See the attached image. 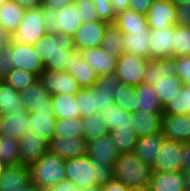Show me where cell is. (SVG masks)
<instances>
[{"label":"cell","mask_w":190,"mask_h":191,"mask_svg":"<svg viewBox=\"0 0 190 191\" xmlns=\"http://www.w3.org/2000/svg\"><path fill=\"white\" fill-rule=\"evenodd\" d=\"M33 46L44 69L56 72H66L76 51L73 37L59 33H47Z\"/></svg>","instance_id":"cell-1"},{"label":"cell","mask_w":190,"mask_h":191,"mask_svg":"<svg viewBox=\"0 0 190 191\" xmlns=\"http://www.w3.org/2000/svg\"><path fill=\"white\" fill-rule=\"evenodd\" d=\"M65 176L81 190L103 186L114 178L111 165L97 163L88 155L65 159Z\"/></svg>","instance_id":"cell-2"},{"label":"cell","mask_w":190,"mask_h":191,"mask_svg":"<svg viewBox=\"0 0 190 191\" xmlns=\"http://www.w3.org/2000/svg\"><path fill=\"white\" fill-rule=\"evenodd\" d=\"M113 177L130 190L150 184L152 167L143 163L135 152L120 154L112 165Z\"/></svg>","instance_id":"cell-3"},{"label":"cell","mask_w":190,"mask_h":191,"mask_svg":"<svg viewBox=\"0 0 190 191\" xmlns=\"http://www.w3.org/2000/svg\"><path fill=\"white\" fill-rule=\"evenodd\" d=\"M30 181L43 191L66 179L65 159L47 151L39 160L28 166Z\"/></svg>","instance_id":"cell-4"},{"label":"cell","mask_w":190,"mask_h":191,"mask_svg":"<svg viewBox=\"0 0 190 191\" xmlns=\"http://www.w3.org/2000/svg\"><path fill=\"white\" fill-rule=\"evenodd\" d=\"M43 19L48 33H59L73 37L82 24L78 8L74 2L56 11L42 4Z\"/></svg>","instance_id":"cell-5"},{"label":"cell","mask_w":190,"mask_h":191,"mask_svg":"<svg viewBox=\"0 0 190 191\" xmlns=\"http://www.w3.org/2000/svg\"><path fill=\"white\" fill-rule=\"evenodd\" d=\"M42 7L26 10L18 29L12 34L13 44H36L47 34Z\"/></svg>","instance_id":"cell-6"},{"label":"cell","mask_w":190,"mask_h":191,"mask_svg":"<svg viewBox=\"0 0 190 191\" xmlns=\"http://www.w3.org/2000/svg\"><path fill=\"white\" fill-rule=\"evenodd\" d=\"M149 58L124 52L117 60L115 74L122 84L137 86L142 83Z\"/></svg>","instance_id":"cell-7"},{"label":"cell","mask_w":190,"mask_h":191,"mask_svg":"<svg viewBox=\"0 0 190 191\" xmlns=\"http://www.w3.org/2000/svg\"><path fill=\"white\" fill-rule=\"evenodd\" d=\"M38 79L41 85L51 94L75 95L81 88L68 72H56L43 69Z\"/></svg>","instance_id":"cell-8"},{"label":"cell","mask_w":190,"mask_h":191,"mask_svg":"<svg viewBox=\"0 0 190 191\" xmlns=\"http://www.w3.org/2000/svg\"><path fill=\"white\" fill-rule=\"evenodd\" d=\"M182 142L164 138L160 152L152 166L153 171H182Z\"/></svg>","instance_id":"cell-9"},{"label":"cell","mask_w":190,"mask_h":191,"mask_svg":"<svg viewBox=\"0 0 190 191\" xmlns=\"http://www.w3.org/2000/svg\"><path fill=\"white\" fill-rule=\"evenodd\" d=\"M176 6L171 0L153 2L146 14L150 30H162L177 25Z\"/></svg>","instance_id":"cell-10"},{"label":"cell","mask_w":190,"mask_h":191,"mask_svg":"<svg viewBox=\"0 0 190 191\" xmlns=\"http://www.w3.org/2000/svg\"><path fill=\"white\" fill-rule=\"evenodd\" d=\"M108 24V22L102 20L82 23L73 36L76 51L100 47Z\"/></svg>","instance_id":"cell-11"},{"label":"cell","mask_w":190,"mask_h":191,"mask_svg":"<svg viewBox=\"0 0 190 191\" xmlns=\"http://www.w3.org/2000/svg\"><path fill=\"white\" fill-rule=\"evenodd\" d=\"M20 164L29 166L49 151V142L34 131L19 139Z\"/></svg>","instance_id":"cell-12"},{"label":"cell","mask_w":190,"mask_h":191,"mask_svg":"<svg viewBox=\"0 0 190 191\" xmlns=\"http://www.w3.org/2000/svg\"><path fill=\"white\" fill-rule=\"evenodd\" d=\"M11 59L15 69L29 71L37 76H39L44 69V64L33 45L23 43L13 44Z\"/></svg>","instance_id":"cell-13"},{"label":"cell","mask_w":190,"mask_h":191,"mask_svg":"<svg viewBox=\"0 0 190 191\" xmlns=\"http://www.w3.org/2000/svg\"><path fill=\"white\" fill-rule=\"evenodd\" d=\"M49 151L63 159L81 157L88 154V142L83 137H54Z\"/></svg>","instance_id":"cell-14"},{"label":"cell","mask_w":190,"mask_h":191,"mask_svg":"<svg viewBox=\"0 0 190 191\" xmlns=\"http://www.w3.org/2000/svg\"><path fill=\"white\" fill-rule=\"evenodd\" d=\"M78 52L82 60L87 62L98 76L115 73L118 58L108 54L101 47L82 49Z\"/></svg>","instance_id":"cell-15"},{"label":"cell","mask_w":190,"mask_h":191,"mask_svg":"<svg viewBox=\"0 0 190 191\" xmlns=\"http://www.w3.org/2000/svg\"><path fill=\"white\" fill-rule=\"evenodd\" d=\"M19 95L28 112L52 109L51 94L41 85L39 79L26 89L19 91Z\"/></svg>","instance_id":"cell-16"},{"label":"cell","mask_w":190,"mask_h":191,"mask_svg":"<svg viewBox=\"0 0 190 191\" xmlns=\"http://www.w3.org/2000/svg\"><path fill=\"white\" fill-rule=\"evenodd\" d=\"M175 26L150 30L149 59L174 57Z\"/></svg>","instance_id":"cell-17"},{"label":"cell","mask_w":190,"mask_h":191,"mask_svg":"<svg viewBox=\"0 0 190 191\" xmlns=\"http://www.w3.org/2000/svg\"><path fill=\"white\" fill-rule=\"evenodd\" d=\"M161 134L170 140L190 141V117L188 115H162Z\"/></svg>","instance_id":"cell-18"},{"label":"cell","mask_w":190,"mask_h":191,"mask_svg":"<svg viewBox=\"0 0 190 191\" xmlns=\"http://www.w3.org/2000/svg\"><path fill=\"white\" fill-rule=\"evenodd\" d=\"M30 112H15L1 116L0 135L19 140L31 131Z\"/></svg>","instance_id":"cell-19"},{"label":"cell","mask_w":190,"mask_h":191,"mask_svg":"<svg viewBox=\"0 0 190 191\" xmlns=\"http://www.w3.org/2000/svg\"><path fill=\"white\" fill-rule=\"evenodd\" d=\"M88 157L103 165H113L119 157L110 134L88 142Z\"/></svg>","instance_id":"cell-20"},{"label":"cell","mask_w":190,"mask_h":191,"mask_svg":"<svg viewBox=\"0 0 190 191\" xmlns=\"http://www.w3.org/2000/svg\"><path fill=\"white\" fill-rule=\"evenodd\" d=\"M29 182L28 166L20 163L6 165L0 175V191H19Z\"/></svg>","instance_id":"cell-21"},{"label":"cell","mask_w":190,"mask_h":191,"mask_svg":"<svg viewBox=\"0 0 190 191\" xmlns=\"http://www.w3.org/2000/svg\"><path fill=\"white\" fill-rule=\"evenodd\" d=\"M66 72L76 80L80 88L93 87L99 77L93 68L82 60L78 51L72 54L70 67Z\"/></svg>","instance_id":"cell-22"},{"label":"cell","mask_w":190,"mask_h":191,"mask_svg":"<svg viewBox=\"0 0 190 191\" xmlns=\"http://www.w3.org/2000/svg\"><path fill=\"white\" fill-rule=\"evenodd\" d=\"M163 114H150L144 111L132 113L130 123L137 137H143L161 132Z\"/></svg>","instance_id":"cell-23"},{"label":"cell","mask_w":190,"mask_h":191,"mask_svg":"<svg viewBox=\"0 0 190 191\" xmlns=\"http://www.w3.org/2000/svg\"><path fill=\"white\" fill-rule=\"evenodd\" d=\"M149 186L153 191H187L182 171H153Z\"/></svg>","instance_id":"cell-24"},{"label":"cell","mask_w":190,"mask_h":191,"mask_svg":"<svg viewBox=\"0 0 190 191\" xmlns=\"http://www.w3.org/2000/svg\"><path fill=\"white\" fill-rule=\"evenodd\" d=\"M163 140L164 136L161 132L140 137L137 140L134 152L143 163L152 167L156 156L160 152Z\"/></svg>","instance_id":"cell-25"},{"label":"cell","mask_w":190,"mask_h":191,"mask_svg":"<svg viewBox=\"0 0 190 191\" xmlns=\"http://www.w3.org/2000/svg\"><path fill=\"white\" fill-rule=\"evenodd\" d=\"M124 52L149 58V31H122Z\"/></svg>","instance_id":"cell-26"},{"label":"cell","mask_w":190,"mask_h":191,"mask_svg":"<svg viewBox=\"0 0 190 191\" xmlns=\"http://www.w3.org/2000/svg\"><path fill=\"white\" fill-rule=\"evenodd\" d=\"M120 83L115 73L98 77L97 82L93 85V88L97 91V112H101L102 109L107 107V104L115 103L114 96Z\"/></svg>","instance_id":"cell-27"},{"label":"cell","mask_w":190,"mask_h":191,"mask_svg":"<svg viewBox=\"0 0 190 191\" xmlns=\"http://www.w3.org/2000/svg\"><path fill=\"white\" fill-rule=\"evenodd\" d=\"M137 95V111L150 114H162L163 107L153 85L141 83L135 86Z\"/></svg>","instance_id":"cell-28"},{"label":"cell","mask_w":190,"mask_h":191,"mask_svg":"<svg viewBox=\"0 0 190 191\" xmlns=\"http://www.w3.org/2000/svg\"><path fill=\"white\" fill-rule=\"evenodd\" d=\"M31 131L39 134L43 139L50 142L55 137L54 125L56 117L52 109L39 112H30Z\"/></svg>","instance_id":"cell-29"},{"label":"cell","mask_w":190,"mask_h":191,"mask_svg":"<svg viewBox=\"0 0 190 191\" xmlns=\"http://www.w3.org/2000/svg\"><path fill=\"white\" fill-rule=\"evenodd\" d=\"M25 111L19 91L15 90L4 79H0V115Z\"/></svg>","instance_id":"cell-30"},{"label":"cell","mask_w":190,"mask_h":191,"mask_svg":"<svg viewBox=\"0 0 190 191\" xmlns=\"http://www.w3.org/2000/svg\"><path fill=\"white\" fill-rule=\"evenodd\" d=\"M26 10L14 0H8L0 6V26L11 35L18 29Z\"/></svg>","instance_id":"cell-31"},{"label":"cell","mask_w":190,"mask_h":191,"mask_svg":"<svg viewBox=\"0 0 190 191\" xmlns=\"http://www.w3.org/2000/svg\"><path fill=\"white\" fill-rule=\"evenodd\" d=\"M114 24L121 31H149L147 16L131 9L116 14Z\"/></svg>","instance_id":"cell-32"},{"label":"cell","mask_w":190,"mask_h":191,"mask_svg":"<svg viewBox=\"0 0 190 191\" xmlns=\"http://www.w3.org/2000/svg\"><path fill=\"white\" fill-rule=\"evenodd\" d=\"M51 103L56 118L68 119L80 117L75 95L62 93L51 95Z\"/></svg>","instance_id":"cell-33"},{"label":"cell","mask_w":190,"mask_h":191,"mask_svg":"<svg viewBox=\"0 0 190 191\" xmlns=\"http://www.w3.org/2000/svg\"><path fill=\"white\" fill-rule=\"evenodd\" d=\"M153 86L162 107H164L171 99L178 96L183 84L178 75H171L165 78L161 77Z\"/></svg>","instance_id":"cell-34"},{"label":"cell","mask_w":190,"mask_h":191,"mask_svg":"<svg viewBox=\"0 0 190 191\" xmlns=\"http://www.w3.org/2000/svg\"><path fill=\"white\" fill-rule=\"evenodd\" d=\"M100 47L116 58L124 53L123 32L114 23L107 25Z\"/></svg>","instance_id":"cell-35"},{"label":"cell","mask_w":190,"mask_h":191,"mask_svg":"<svg viewBox=\"0 0 190 191\" xmlns=\"http://www.w3.org/2000/svg\"><path fill=\"white\" fill-rule=\"evenodd\" d=\"M100 113L104 117L109 131L115 128H132L130 123L132 113L123 110L116 103L107 104V107L102 109Z\"/></svg>","instance_id":"cell-36"},{"label":"cell","mask_w":190,"mask_h":191,"mask_svg":"<svg viewBox=\"0 0 190 191\" xmlns=\"http://www.w3.org/2000/svg\"><path fill=\"white\" fill-rule=\"evenodd\" d=\"M83 138L89 142L109 134L108 125L100 112L82 118Z\"/></svg>","instance_id":"cell-37"},{"label":"cell","mask_w":190,"mask_h":191,"mask_svg":"<svg viewBox=\"0 0 190 191\" xmlns=\"http://www.w3.org/2000/svg\"><path fill=\"white\" fill-rule=\"evenodd\" d=\"M109 134L119 154L134 152L138 137L132 128H115Z\"/></svg>","instance_id":"cell-38"},{"label":"cell","mask_w":190,"mask_h":191,"mask_svg":"<svg viewBox=\"0 0 190 191\" xmlns=\"http://www.w3.org/2000/svg\"><path fill=\"white\" fill-rule=\"evenodd\" d=\"M190 112V85H184L178 96L163 107V115H188Z\"/></svg>","instance_id":"cell-39"},{"label":"cell","mask_w":190,"mask_h":191,"mask_svg":"<svg viewBox=\"0 0 190 191\" xmlns=\"http://www.w3.org/2000/svg\"><path fill=\"white\" fill-rule=\"evenodd\" d=\"M80 118L87 117L97 112V91L93 88H81L75 94Z\"/></svg>","instance_id":"cell-40"},{"label":"cell","mask_w":190,"mask_h":191,"mask_svg":"<svg viewBox=\"0 0 190 191\" xmlns=\"http://www.w3.org/2000/svg\"><path fill=\"white\" fill-rule=\"evenodd\" d=\"M114 102L127 112L133 113L137 111L135 86L120 83L118 90L115 92Z\"/></svg>","instance_id":"cell-41"},{"label":"cell","mask_w":190,"mask_h":191,"mask_svg":"<svg viewBox=\"0 0 190 191\" xmlns=\"http://www.w3.org/2000/svg\"><path fill=\"white\" fill-rule=\"evenodd\" d=\"M55 137H82L83 136V123L82 118H56L54 125Z\"/></svg>","instance_id":"cell-42"},{"label":"cell","mask_w":190,"mask_h":191,"mask_svg":"<svg viewBox=\"0 0 190 191\" xmlns=\"http://www.w3.org/2000/svg\"><path fill=\"white\" fill-rule=\"evenodd\" d=\"M19 140L0 135V160L6 165L20 163Z\"/></svg>","instance_id":"cell-43"},{"label":"cell","mask_w":190,"mask_h":191,"mask_svg":"<svg viewBox=\"0 0 190 191\" xmlns=\"http://www.w3.org/2000/svg\"><path fill=\"white\" fill-rule=\"evenodd\" d=\"M37 79L38 76L32 72L15 68L4 78V80L17 91L26 89Z\"/></svg>","instance_id":"cell-44"},{"label":"cell","mask_w":190,"mask_h":191,"mask_svg":"<svg viewBox=\"0 0 190 191\" xmlns=\"http://www.w3.org/2000/svg\"><path fill=\"white\" fill-rule=\"evenodd\" d=\"M190 56V27L175 25L174 57Z\"/></svg>","instance_id":"cell-45"},{"label":"cell","mask_w":190,"mask_h":191,"mask_svg":"<svg viewBox=\"0 0 190 191\" xmlns=\"http://www.w3.org/2000/svg\"><path fill=\"white\" fill-rule=\"evenodd\" d=\"M73 2L78 8L82 23L99 20L93 0H74Z\"/></svg>","instance_id":"cell-46"},{"label":"cell","mask_w":190,"mask_h":191,"mask_svg":"<svg viewBox=\"0 0 190 191\" xmlns=\"http://www.w3.org/2000/svg\"><path fill=\"white\" fill-rule=\"evenodd\" d=\"M12 54V42L0 51V79H4L14 69L11 59Z\"/></svg>","instance_id":"cell-47"},{"label":"cell","mask_w":190,"mask_h":191,"mask_svg":"<svg viewBox=\"0 0 190 191\" xmlns=\"http://www.w3.org/2000/svg\"><path fill=\"white\" fill-rule=\"evenodd\" d=\"M99 20L114 23L116 14L112 10L111 0H93Z\"/></svg>","instance_id":"cell-48"},{"label":"cell","mask_w":190,"mask_h":191,"mask_svg":"<svg viewBox=\"0 0 190 191\" xmlns=\"http://www.w3.org/2000/svg\"><path fill=\"white\" fill-rule=\"evenodd\" d=\"M177 75L182 84L190 85V56L175 57Z\"/></svg>","instance_id":"cell-49"},{"label":"cell","mask_w":190,"mask_h":191,"mask_svg":"<svg viewBox=\"0 0 190 191\" xmlns=\"http://www.w3.org/2000/svg\"><path fill=\"white\" fill-rule=\"evenodd\" d=\"M161 77V67H157V64L150 59L143 75L142 83L154 85V83H157Z\"/></svg>","instance_id":"cell-50"},{"label":"cell","mask_w":190,"mask_h":191,"mask_svg":"<svg viewBox=\"0 0 190 191\" xmlns=\"http://www.w3.org/2000/svg\"><path fill=\"white\" fill-rule=\"evenodd\" d=\"M157 67H161L162 78L177 75L175 57L153 59Z\"/></svg>","instance_id":"cell-51"},{"label":"cell","mask_w":190,"mask_h":191,"mask_svg":"<svg viewBox=\"0 0 190 191\" xmlns=\"http://www.w3.org/2000/svg\"><path fill=\"white\" fill-rule=\"evenodd\" d=\"M177 25L190 27V4L176 6Z\"/></svg>","instance_id":"cell-52"},{"label":"cell","mask_w":190,"mask_h":191,"mask_svg":"<svg viewBox=\"0 0 190 191\" xmlns=\"http://www.w3.org/2000/svg\"><path fill=\"white\" fill-rule=\"evenodd\" d=\"M152 3V0H129V9L146 15Z\"/></svg>","instance_id":"cell-53"},{"label":"cell","mask_w":190,"mask_h":191,"mask_svg":"<svg viewBox=\"0 0 190 191\" xmlns=\"http://www.w3.org/2000/svg\"><path fill=\"white\" fill-rule=\"evenodd\" d=\"M47 191H82L75 183L70 180H62Z\"/></svg>","instance_id":"cell-54"},{"label":"cell","mask_w":190,"mask_h":191,"mask_svg":"<svg viewBox=\"0 0 190 191\" xmlns=\"http://www.w3.org/2000/svg\"><path fill=\"white\" fill-rule=\"evenodd\" d=\"M100 191H130V189L125 186L122 182L116 179H112L105 185L99 187Z\"/></svg>","instance_id":"cell-55"},{"label":"cell","mask_w":190,"mask_h":191,"mask_svg":"<svg viewBox=\"0 0 190 191\" xmlns=\"http://www.w3.org/2000/svg\"><path fill=\"white\" fill-rule=\"evenodd\" d=\"M182 171L190 170V141L182 142Z\"/></svg>","instance_id":"cell-56"},{"label":"cell","mask_w":190,"mask_h":191,"mask_svg":"<svg viewBox=\"0 0 190 191\" xmlns=\"http://www.w3.org/2000/svg\"><path fill=\"white\" fill-rule=\"evenodd\" d=\"M72 3L71 0H43V5L56 11L61 10L64 6Z\"/></svg>","instance_id":"cell-57"},{"label":"cell","mask_w":190,"mask_h":191,"mask_svg":"<svg viewBox=\"0 0 190 191\" xmlns=\"http://www.w3.org/2000/svg\"><path fill=\"white\" fill-rule=\"evenodd\" d=\"M24 10H31L42 6L43 0H14Z\"/></svg>","instance_id":"cell-58"},{"label":"cell","mask_w":190,"mask_h":191,"mask_svg":"<svg viewBox=\"0 0 190 191\" xmlns=\"http://www.w3.org/2000/svg\"><path fill=\"white\" fill-rule=\"evenodd\" d=\"M112 10L115 14L129 9V0H111Z\"/></svg>","instance_id":"cell-59"},{"label":"cell","mask_w":190,"mask_h":191,"mask_svg":"<svg viewBox=\"0 0 190 191\" xmlns=\"http://www.w3.org/2000/svg\"><path fill=\"white\" fill-rule=\"evenodd\" d=\"M12 35L0 26V51L12 42Z\"/></svg>","instance_id":"cell-60"},{"label":"cell","mask_w":190,"mask_h":191,"mask_svg":"<svg viewBox=\"0 0 190 191\" xmlns=\"http://www.w3.org/2000/svg\"><path fill=\"white\" fill-rule=\"evenodd\" d=\"M19 191H43V190L30 181L23 188L19 189Z\"/></svg>","instance_id":"cell-61"},{"label":"cell","mask_w":190,"mask_h":191,"mask_svg":"<svg viewBox=\"0 0 190 191\" xmlns=\"http://www.w3.org/2000/svg\"><path fill=\"white\" fill-rule=\"evenodd\" d=\"M187 191H190V170L182 171Z\"/></svg>","instance_id":"cell-62"},{"label":"cell","mask_w":190,"mask_h":191,"mask_svg":"<svg viewBox=\"0 0 190 191\" xmlns=\"http://www.w3.org/2000/svg\"><path fill=\"white\" fill-rule=\"evenodd\" d=\"M175 6L184 5L186 3L190 4V0H171Z\"/></svg>","instance_id":"cell-63"},{"label":"cell","mask_w":190,"mask_h":191,"mask_svg":"<svg viewBox=\"0 0 190 191\" xmlns=\"http://www.w3.org/2000/svg\"><path fill=\"white\" fill-rule=\"evenodd\" d=\"M130 191H153L152 188L148 185V186H144V187H140V188H136V189H131Z\"/></svg>","instance_id":"cell-64"},{"label":"cell","mask_w":190,"mask_h":191,"mask_svg":"<svg viewBox=\"0 0 190 191\" xmlns=\"http://www.w3.org/2000/svg\"><path fill=\"white\" fill-rule=\"evenodd\" d=\"M82 191H100L98 186H92L89 188H85Z\"/></svg>","instance_id":"cell-65"},{"label":"cell","mask_w":190,"mask_h":191,"mask_svg":"<svg viewBox=\"0 0 190 191\" xmlns=\"http://www.w3.org/2000/svg\"><path fill=\"white\" fill-rule=\"evenodd\" d=\"M5 167H6V164L0 160V175L4 171Z\"/></svg>","instance_id":"cell-66"},{"label":"cell","mask_w":190,"mask_h":191,"mask_svg":"<svg viewBox=\"0 0 190 191\" xmlns=\"http://www.w3.org/2000/svg\"><path fill=\"white\" fill-rule=\"evenodd\" d=\"M8 0H0V6Z\"/></svg>","instance_id":"cell-67"},{"label":"cell","mask_w":190,"mask_h":191,"mask_svg":"<svg viewBox=\"0 0 190 191\" xmlns=\"http://www.w3.org/2000/svg\"><path fill=\"white\" fill-rule=\"evenodd\" d=\"M153 2L167 1V0H152Z\"/></svg>","instance_id":"cell-68"}]
</instances>
